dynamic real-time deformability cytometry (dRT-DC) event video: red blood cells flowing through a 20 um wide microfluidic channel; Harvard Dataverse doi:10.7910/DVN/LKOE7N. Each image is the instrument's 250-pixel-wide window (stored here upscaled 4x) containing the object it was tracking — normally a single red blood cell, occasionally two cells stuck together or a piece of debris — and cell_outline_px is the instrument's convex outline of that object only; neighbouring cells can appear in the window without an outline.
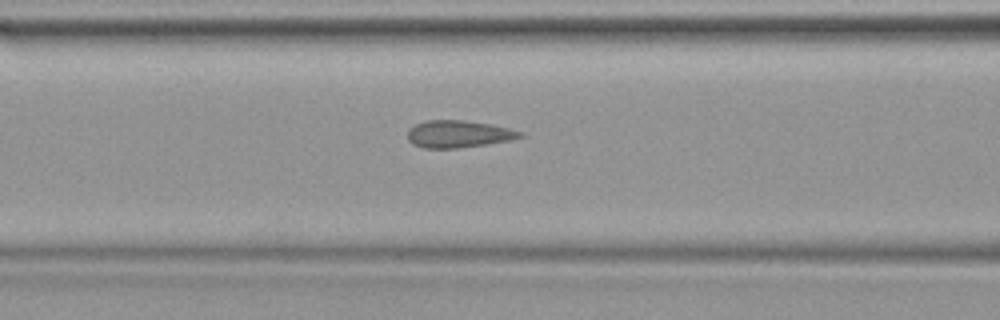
{"species": "common noctule bat (a hibernating species)", "species_latin": "Nyctalus noctula", "temperature_condition": "warm", "stored_images_in_passage": 29, "camera_frame_rate_fps": 3000, "um_per_image_px": 0.085, "animal": {"sex": "female", "body_mass_g": 19.9}, "frame": {"image": 1, "passage_image": 9, "time_ms": 2.667, "image_size_px": [1000, 320], "cell_outline_px": [[524, 136], [512, 140], [460, 148], [424, 148], [412, 144], [408, 140], [408, 128], [416, 124], [428, 120], [464, 120], [492, 124], [524, 132]], "centroid_in_image_um": [38.98, 11.39], "position_along_channel_um": 127.6, "area_um2": 17.98}}
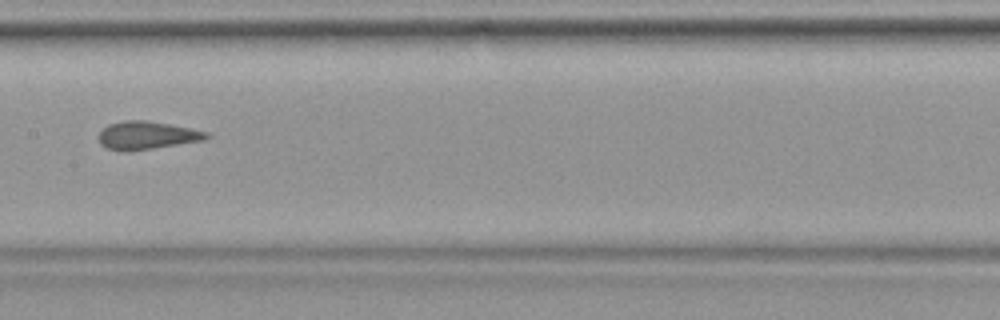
{"frame": {"image": 2, "passage_image": 13, "time_ms": 4.0, "image_size_px": [1000, 320], "cell_outline_px": [[212, 136], [204, 140], [128, 152], [120, 152], [108, 148], [100, 144], [96, 136], [108, 124], [124, 120], [144, 120], [192, 128], [208, 132]], "centroid_in_image_um": [12.46, 11.51], "position_along_channel_um": 194.9, "area_um2": 17.8}}